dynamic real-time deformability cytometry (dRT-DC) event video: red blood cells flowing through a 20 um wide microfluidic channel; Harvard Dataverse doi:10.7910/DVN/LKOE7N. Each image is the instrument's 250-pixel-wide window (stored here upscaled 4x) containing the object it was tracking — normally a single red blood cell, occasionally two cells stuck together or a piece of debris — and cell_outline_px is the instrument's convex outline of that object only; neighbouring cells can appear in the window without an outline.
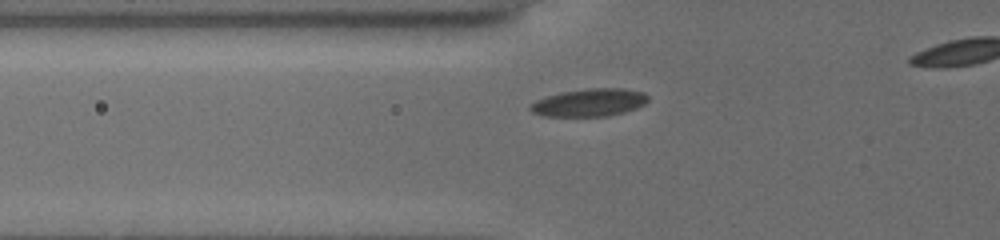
{"species": "common noctule bat (a hibernating species)", "species_latin": "Nyctalus noctula", "temperature_condition": "cold", "stored_images_in_passage": 60, "camera_frame_rate_fps": 3000, "um_per_image_px": 0.085, "animal": {"sex": "female", "body_mass_g": 19.5, "forearm_length_mm": 54.1}, "frame": {"image": 1, "passage_image": 7, "time_ms": 1.333, "image_size_px": [1000, 240], "cell_outline_px": [[648, 100], [644, 104], [636, 108], [624, 112], [604, 116], [544, 116], [532, 112], [528, 108], [536, 100], [560, 92], [588, 88], [620, 88], [644, 92], [648, 96]], "centroid_in_image_um": [50.1, 8.71], "position_along_channel_um": 75.7, "area_um2": 18.9}}
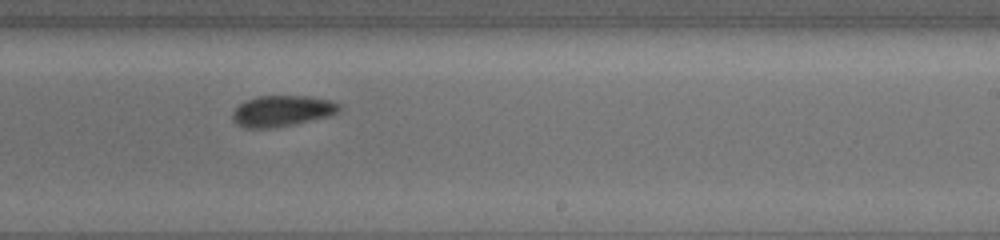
{"frame": {"image": 2, "passage_image": 33, "time_ms": 6.333, "image_size_px": [1000, 240], "cell_outline_px": [[340, 108], [336, 112], [328, 116], [292, 124], [272, 128], [244, 128], [232, 120], [232, 112], [244, 100], [260, 96], [308, 96], [332, 100], [340, 104]], "centroid_in_image_um": [23.94, 9.42], "position_along_channel_um": 265.1, "area_um2": 19.13}}
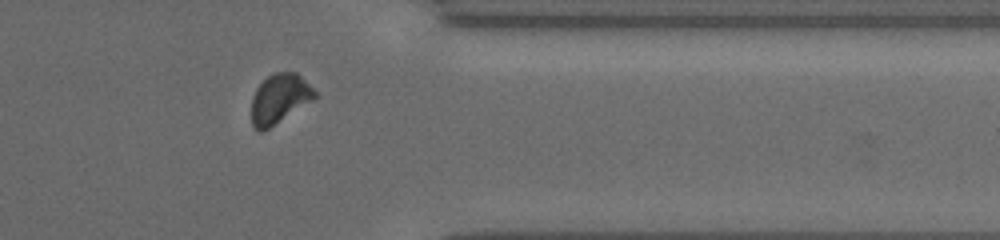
{"frame": {"image": 3, "passage_image": 54, "time_ms": 9.667, "image_size_px": [1000, 240], "cell_outline_px": [[316, 96], [312, 100], [268, 128], [260, 132], [252, 128], [252, 96], [256, 88], [272, 72], [296, 72], [316, 92]], "centroid_in_image_um": [23.72, 8.38], "position_along_channel_um": 387.7, "area_um2": 17.86}}